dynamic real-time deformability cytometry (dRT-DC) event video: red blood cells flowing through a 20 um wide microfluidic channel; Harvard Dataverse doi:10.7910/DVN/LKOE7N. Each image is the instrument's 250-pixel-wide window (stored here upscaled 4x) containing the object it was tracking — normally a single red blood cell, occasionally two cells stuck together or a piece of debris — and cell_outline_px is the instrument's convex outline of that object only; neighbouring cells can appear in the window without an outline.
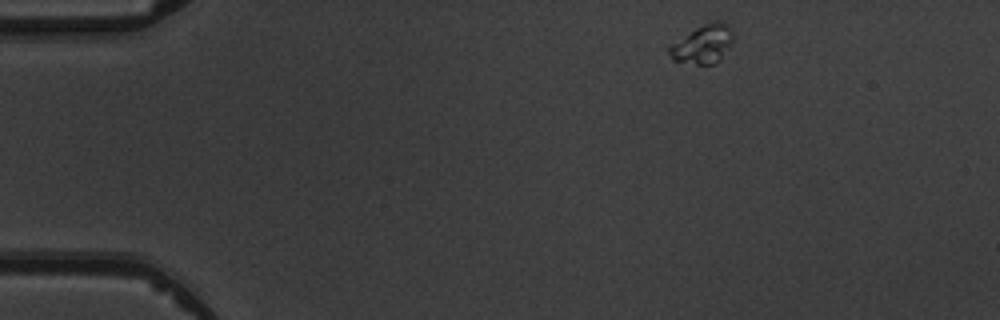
{"species": "common noctule bat (a hibernating species)", "species_latin": "Nyctalus noctula", "temperature_condition": "warm", "stored_images_in_passage": 3, "camera_frame_rate_fps": 3000, "um_per_image_px": 0.085, "animal": {"sex": "male", "body_mass_g": 19.5, "forearm_length_mm": 54.6}, "frame": {"image": 1, "passage_image": 1, "time_ms": 0.0, "image_size_px": [1000, 320], "cell_outline_px": [[732, 44], [720, 60], [712, 64], [696, 64], [672, 60], [668, 56], [664, 48], [696, 28], [704, 24], [716, 20], [720, 20], [728, 24], [732, 28]], "centroid_in_image_um": [59.71, 3.76], "position_along_channel_um": 25.3, "area_um2": 14.62}}